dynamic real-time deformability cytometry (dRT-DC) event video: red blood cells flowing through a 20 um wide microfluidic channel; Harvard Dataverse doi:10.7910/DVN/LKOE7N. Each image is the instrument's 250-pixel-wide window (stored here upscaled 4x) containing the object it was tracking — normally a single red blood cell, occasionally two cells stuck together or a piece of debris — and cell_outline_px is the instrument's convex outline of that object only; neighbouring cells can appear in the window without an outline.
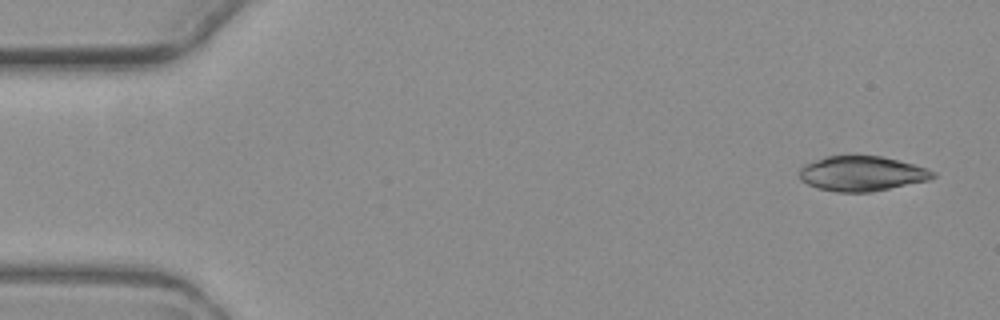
{"species": "common noctule bat (a hibernating species)", "species_latin": "Nyctalus noctula", "temperature_condition": "warm", "stored_images_in_passage": 5, "segment_of_instrument_passage": [1, 2], "camera_frame_rate_fps": 3000, "um_per_image_px": 0.085, "animal": {"sex": "female", "body_mass_g": 19.3, "forearm_length_mm": 54.1}, "frame": {"image": 1, "passage_image": 1, "time_ms": 0.0, "image_size_px": [1000, 320], "cell_outline_px": [[936, 176], [928, 180], [872, 192], [840, 192], [820, 188], [808, 184], [800, 180], [800, 168], [804, 164], [824, 156], [848, 152], [880, 156], [912, 164], [936, 172]], "centroid_in_image_um": [73.21, 14.71], "position_along_channel_um": 11.8, "area_um2": 27.69}}
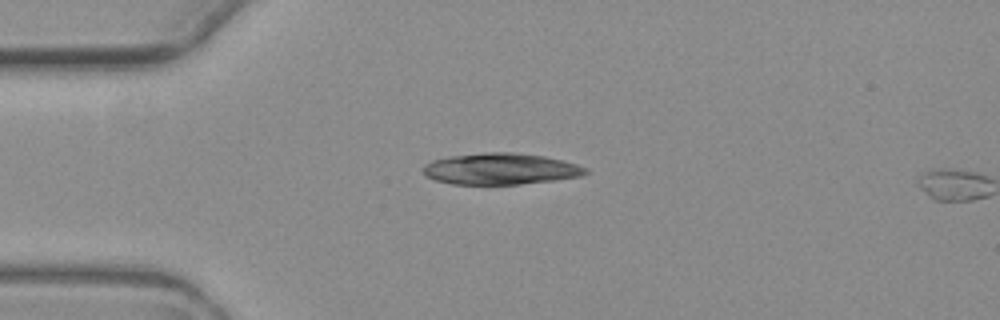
{"frame": {"image": 2, "passage_image": 4, "time_ms": 3.667, "image_size_px": [1000, 320], "cell_outline_px": [[588, 172], [580, 176], [556, 180], [520, 184], [452, 184], [436, 180], [424, 176], [424, 164], [432, 160], [448, 156], [488, 152], [512, 152], [544, 156], [576, 164], [588, 168]], "centroid_in_image_um": [42.53, 14.35], "position_along_channel_um": 42.5, "area_um2": 29.65}}